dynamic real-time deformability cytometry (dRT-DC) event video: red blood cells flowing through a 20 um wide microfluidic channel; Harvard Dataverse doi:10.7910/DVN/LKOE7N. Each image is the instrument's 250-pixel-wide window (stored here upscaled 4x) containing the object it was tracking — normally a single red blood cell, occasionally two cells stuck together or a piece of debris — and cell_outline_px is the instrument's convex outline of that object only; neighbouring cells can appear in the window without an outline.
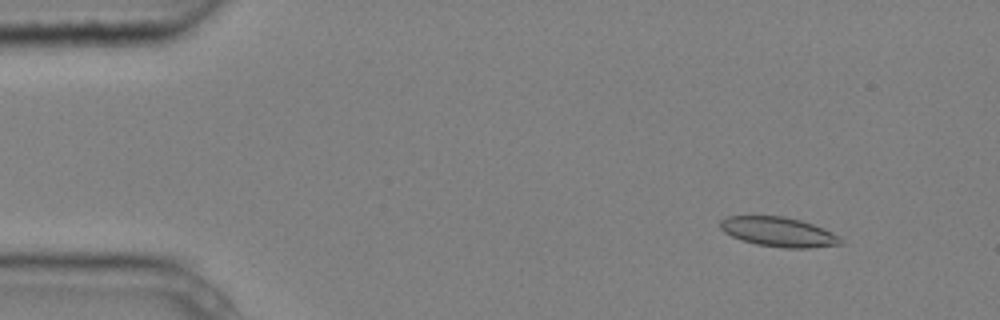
{"species": "common noctule bat (a hibernating species)", "species_latin": "Nyctalus noctula", "temperature_condition": "cold", "stored_images_in_passage": 6, "camera_frame_rate_fps": 3000, "um_per_image_px": 0.085, "animal": {"sex": "male", "body_mass_g": 20.4}, "frame": {"image": 1, "passage_image": 2, "time_ms": 0.333, "image_size_px": [1000, 320], "cell_outline_px": [[844, 244], [808, 248], [784, 248], [756, 244], [740, 240], [724, 232], [720, 228], [720, 220], [728, 216], [784, 216], [800, 220], [824, 228], [840, 236]], "centroid_in_image_um": [66.19, 19.71], "position_along_channel_um": 18.8, "area_um2": 20.87}}